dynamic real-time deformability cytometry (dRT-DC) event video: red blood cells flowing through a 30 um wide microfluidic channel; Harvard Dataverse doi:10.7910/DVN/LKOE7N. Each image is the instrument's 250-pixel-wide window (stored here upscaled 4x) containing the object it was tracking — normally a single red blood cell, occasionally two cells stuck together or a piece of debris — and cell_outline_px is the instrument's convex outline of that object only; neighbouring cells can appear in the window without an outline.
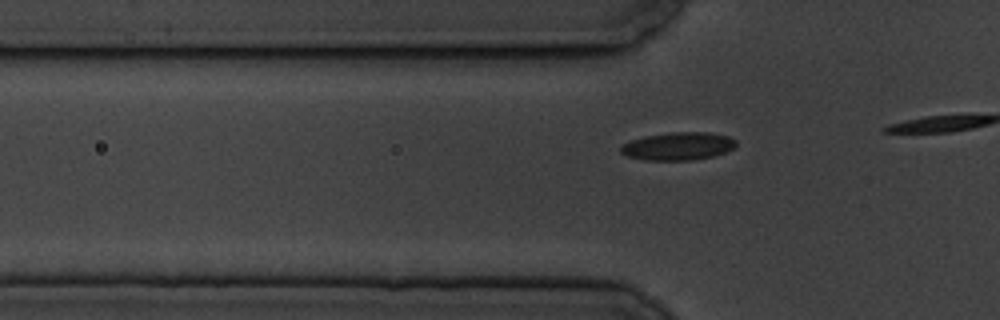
{"species": "common noctule bat (a hibernating species)", "species_latin": "Nyctalus noctula", "temperature_condition": "cold", "stored_images_in_passage": 12, "camera_frame_rate_fps": 3000, "um_per_image_px": 0.085, "animal": {"sex": "male", "body_mass_g": 19.5, "forearm_length_mm": 54.6}, "frame": {"image": 1, "passage_image": 6, "time_ms": 1.667, "image_size_px": [1000, 320], "cell_outline_px": [[736, 148], [712, 156], [688, 160], [644, 160], [628, 156], [620, 152], [620, 148], [624, 144], [632, 140], [644, 136], [672, 132], [708, 132], [728, 136], [736, 140]], "centroid_in_image_um": [57.65, 12.42], "position_along_channel_um": 68.1, "area_um2": 18.61}}
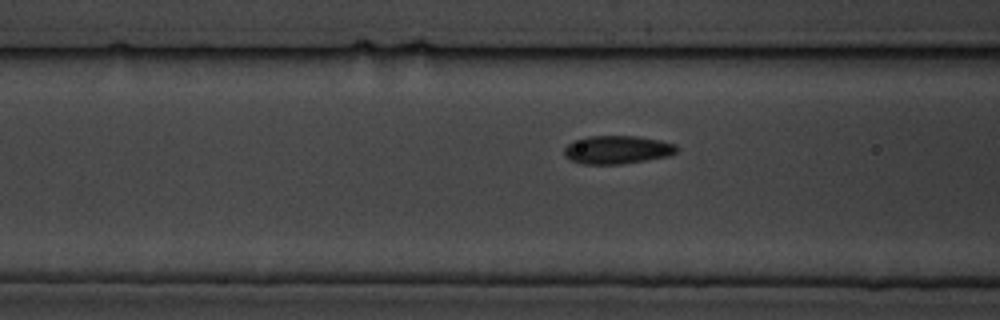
{"frame": {"image": 2, "passage_image": 10, "time_ms": 3.0, "image_size_px": [1000, 320], "cell_outline_px": [[676, 152], [668, 156], [620, 164], [584, 164], [572, 160], [564, 156], [564, 148], [572, 140], [588, 136], [636, 136], [660, 140], [676, 144]], "centroid_in_image_um": [52.43, 12.72], "position_along_channel_um": 114.2, "area_um2": 18.44}}